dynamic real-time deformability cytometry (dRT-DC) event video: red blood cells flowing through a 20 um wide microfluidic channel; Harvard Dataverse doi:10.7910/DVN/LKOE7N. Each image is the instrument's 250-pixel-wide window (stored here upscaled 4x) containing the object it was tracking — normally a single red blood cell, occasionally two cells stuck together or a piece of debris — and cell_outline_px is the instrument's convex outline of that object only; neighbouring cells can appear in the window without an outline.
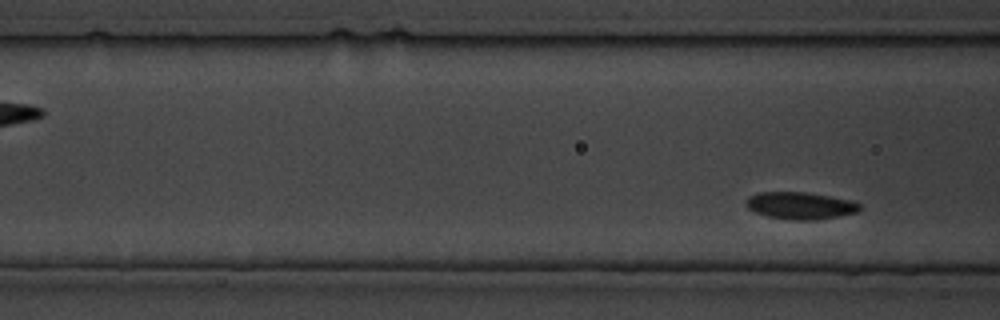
{"species": "common noctule bat (a hibernating species)", "species_latin": "Nyctalus noctula", "temperature_condition": "cold", "stored_images_in_passage": 9, "segment_of_instrument_passage": [2, 2], "camera_frame_rate_fps": 3000, "um_per_image_px": 0.085, "animal": {"sex": "male", "body_mass_g": 19.5, "forearm_length_mm": 54.6}, "frame": {"image": 1, "passage_image": 9, "time_ms": 10.0, "image_size_px": [1000, 320], "cell_outline_px": [[860, 208], [856, 212], [816, 220], [796, 220], [768, 216], [756, 212], [748, 208], [744, 204], [744, 200], [748, 196], [756, 192], [804, 192], [852, 200], [860, 204]], "centroid_in_image_um": [67.96, 17.46], "position_along_channel_um": 98.6, "area_um2": 17.86}}